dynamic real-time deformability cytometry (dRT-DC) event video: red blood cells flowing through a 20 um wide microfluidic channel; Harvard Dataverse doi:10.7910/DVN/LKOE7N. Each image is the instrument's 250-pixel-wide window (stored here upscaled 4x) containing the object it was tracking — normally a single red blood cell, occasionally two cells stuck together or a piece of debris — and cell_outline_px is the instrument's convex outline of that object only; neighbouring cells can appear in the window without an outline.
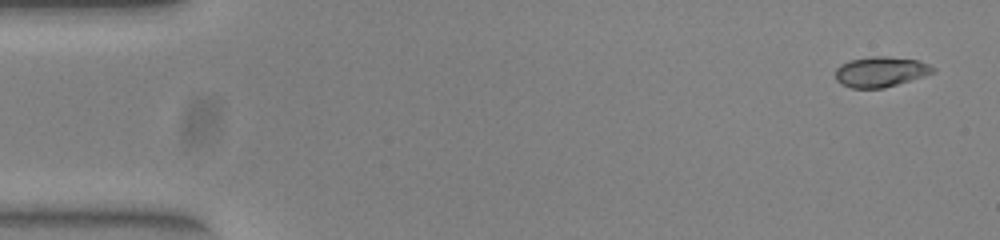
{"species": "common noctule bat (a hibernating species)", "species_latin": "Nyctalus noctula", "temperature_condition": "warm", "stored_images_in_passage": 50, "camera_frame_rate_fps": 3000, "um_per_image_px": 0.085, "animal": {"sex": "female", "body_mass_g": 23.0, "forearm_length_mm": 53.4}, "frame": {"image": 1, "passage_image": 1, "time_ms": 0.0, "image_size_px": [1000, 240], "cell_outline_px": [[936, 72], [924, 76], [884, 88], [852, 88], [840, 84], [836, 80], [836, 68], [840, 64], [852, 60], [872, 56], [884, 56], [916, 60], [928, 64], [936, 68]], "centroid_in_image_um": [74.85, 6.11], "position_along_channel_um": 10.1, "area_um2": 17.17}}
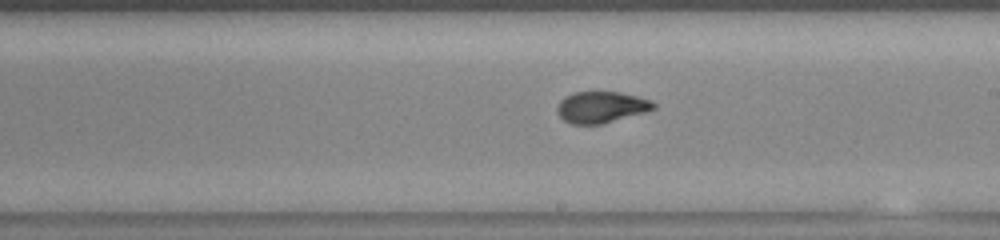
{"frame": {"image": 2, "passage_image": 28, "time_ms": 9.0, "image_size_px": [1000, 240], "cell_outline_px": [[656, 108], [644, 112], [600, 124], [572, 124], [564, 120], [560, 116], [556, 108], [560, 100], [564, 96], [572, 92], [620, 92], [652, 100], [656, 104]], "centroid_in_image_um": [51.09, 9.09], "position_along_channel_um": 237.9, "area_um2": 17.51}}
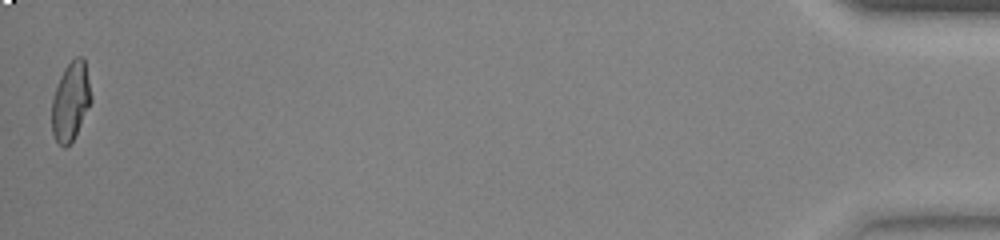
{"frame": {"image": 3, "passage_image": 50, "time_ms": 16.333, "image_size_px": [1000, 240], "cell_outline_px": [[92, 100], [72, 140], [64, 148], [56, 140], [52, 132], [52, 100], [60, 76], [64, 68], [76, 56], [84, 56], [92, 96]], "centroid_in_image_um": [6.01, 8.56], "position_along_channel_um": 429.2, "area_um2": 17.74}, "authors_computed_cell_mechanics": {"area_um2": 17.6868, "velocity_mm_per_s": 3.9709, "shape_relaxation_time_tau1_ms": 6.5388, "shape_relaxation_time_tau2_ms": 0.6382, "deformation_change_tau1": 0.2488, "deformation_change_tau2": 0.0545}}